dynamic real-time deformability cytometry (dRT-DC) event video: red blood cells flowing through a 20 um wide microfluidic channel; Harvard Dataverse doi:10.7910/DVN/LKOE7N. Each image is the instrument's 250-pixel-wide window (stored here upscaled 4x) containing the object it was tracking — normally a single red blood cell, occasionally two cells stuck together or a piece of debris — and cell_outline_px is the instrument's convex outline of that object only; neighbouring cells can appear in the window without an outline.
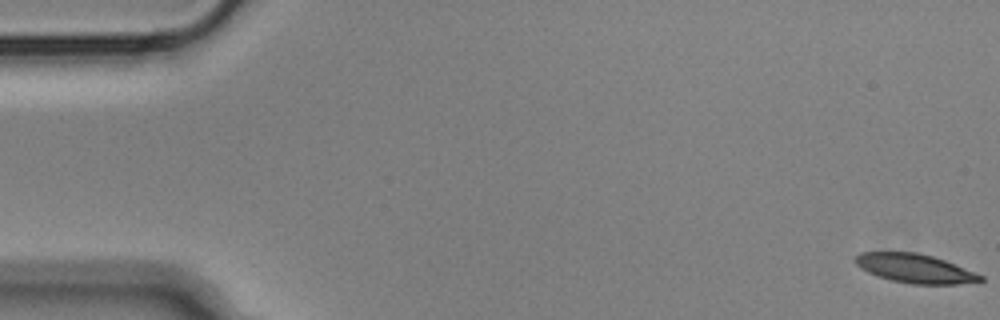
{"species": "Egyptian fruit bat (a non-hibernating species)", "species_latin": "Rousettus aegyptiacus", "temperature_condition": "cold", "stored_images_in_passage": 57, "camera_frame_rate_fps": 3000, "um_per_image_px": 0.085, "animal": {"sex": "male"}, "frame": {"image": 1, "passage_image": 1, "time_ms": 0.0, "image_size_px": [1000, 320], "cell_outline_px": [[984, 280], [980, 284], [912, 284], [892, 280], [876, 276], [860, 268], [856, 264], [856, 256], [860, 252], [916, 252], [932, 256], [944, 260], [984, 276]], "centroid_in_image_um": [77.83, 22.83], "position_along_channel_um": 7.2, "area_um2": 21.21}}
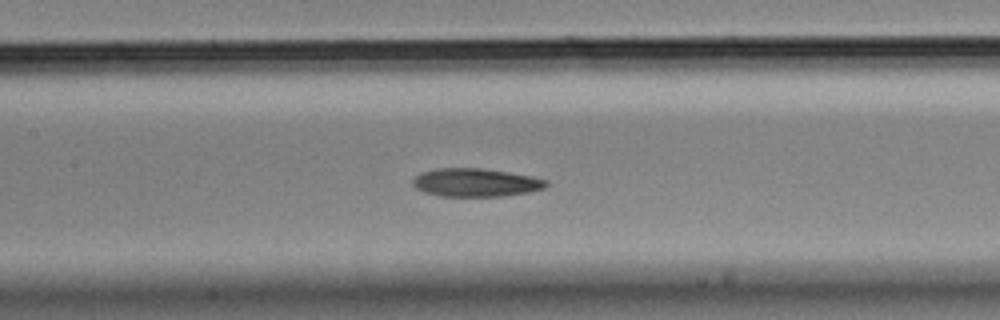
{"frame": {"image": 2, "passage_image": 26, "time_ms": 8.333, "image_size_px": [1000, 320], "cell_outline_px": [[548, 184], [544, 188], [528, 192], [504, 196], [440, 196], [424, 192], [416, 188], [412, 184], [412, 180], [420, 172], [436, 168], [480, 168], [508, 172], [532, 176], [548, 180]], "centroid_in_image_um": [40.42, 15.51], "position_along_channel_um": 167.0, "area_um2": 22.02}}
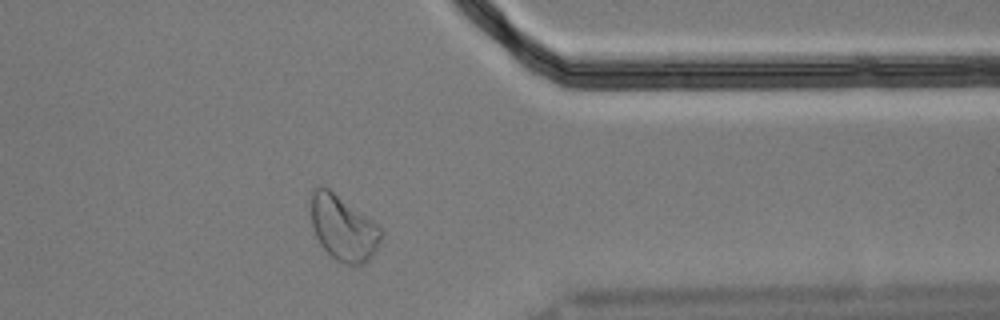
{"frame": {"image": 3, "passage_image": 45, "time_ms": 14.667, "image_size_px": [1000, 320], "cell_outline_px": [[380, 240], [376, 252], [364, 264], [344, 264], [336, 260], [320, 244], [316, 236], [312, 224], [308, 204], [308, 200], [312, 188], [316, 184], [320, 184], [328, 188], [376, 224], [380, 228]], "centroid_in_image_um": [29.09, 19.34], "position_along_channel_um": 382.3, "area_um2": 26.65}, "authors_computed_cell_mechanics": {"area_um2": 22.6576, "velocity_mm_per_s": 3.5823, "shape_relaxation_time_tau1_ms": 9.0067, "shape_relaxation_time_tau2_ms": 3.9907, "deformation_change_tau1": 0.1785, "deformation_change_tau2": 0.0982}}